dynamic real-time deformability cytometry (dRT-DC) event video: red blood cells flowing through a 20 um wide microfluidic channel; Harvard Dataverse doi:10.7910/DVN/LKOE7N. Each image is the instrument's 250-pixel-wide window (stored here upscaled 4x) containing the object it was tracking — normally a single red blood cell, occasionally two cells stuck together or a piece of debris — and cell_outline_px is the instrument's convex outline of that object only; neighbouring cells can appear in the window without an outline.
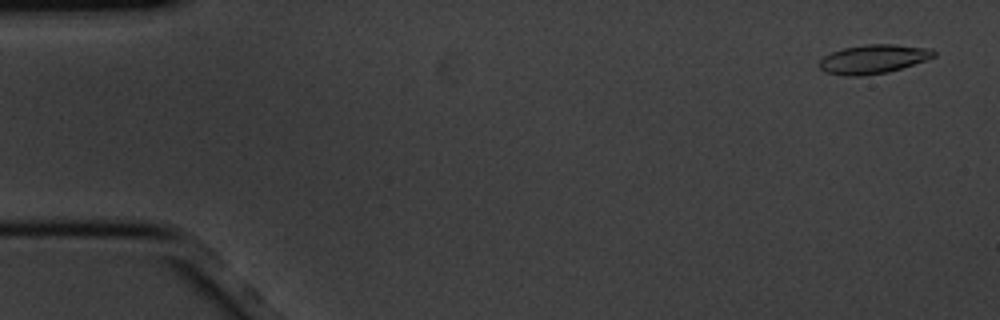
{"species": "common noctule bat (a hibernating species)", "species_latin": "Nyctalus noctula", "temperature_condition": "cold", "stored_images_in_passage": 6, "camera_frame_rate_fps": 3000, "um_per_image_px": 0.085, "animal": {"sex": "male", "body_mass_g": 20.1, "forearm_length_mm": 53.5}, "frame": {"image": 1, "passage_image": 6, "time_ms": 1.667, "image_size_px": [1000, 320], "cell_outline_px": [[936, 56], [888, 72], [860, 76], [848, 76], [828, 72], [820, 68], [820, 60], [824, 56], [832, 52], [844, 48], [864, 44], [896, 44], [932, 48], [936, 52]], "centroid_in_image_um": [74.26, 5.0], "position_along_channel_um": 10.7, "area_um2": 19.13}}